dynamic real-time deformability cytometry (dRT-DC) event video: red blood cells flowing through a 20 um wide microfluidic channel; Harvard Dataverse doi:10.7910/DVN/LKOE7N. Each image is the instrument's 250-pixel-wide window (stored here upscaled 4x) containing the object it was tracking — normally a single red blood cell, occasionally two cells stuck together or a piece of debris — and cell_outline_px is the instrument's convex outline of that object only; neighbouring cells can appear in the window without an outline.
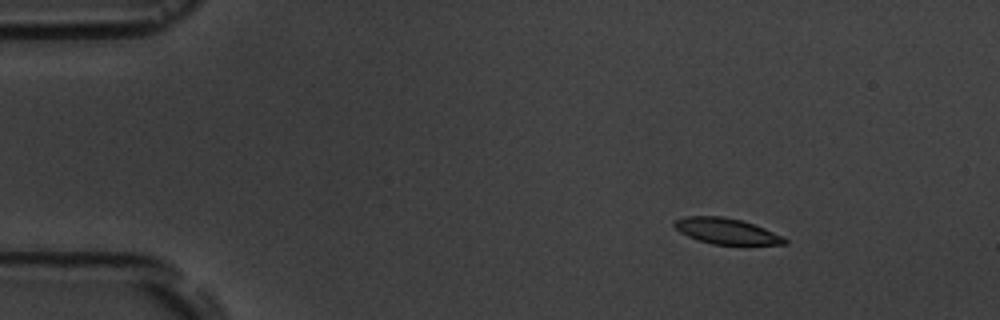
{"species": "common noctule bat (a hibernating species)", "species_latin": "Nyctalus noctula", "temperature_condition": "room temperature", "stored_images_in_passage": 3, "camera_frame_rate_fps": 3000, "um_per_image_px": 0.085, "animal": {"sex": "male", "body_mass_g": 19.5, "forearm_length_mm": 54.6}, "frame": {"image": 1, "passage_image": 1, "time_ms": 0.0, "image_size_px": [1000, 320], "cell_outline_px": [[788, 244], [712, 244], [688, 236], [680, 232], [672, 224], [672, 220], [684, 216], [724, 216], [740, 220], [764, 228], [784, 236], [788, 240]], "centroid_in_image_um": [61.72, 19.63], "position_along_channel_um": 23.3, "area_um2": 16.53}}